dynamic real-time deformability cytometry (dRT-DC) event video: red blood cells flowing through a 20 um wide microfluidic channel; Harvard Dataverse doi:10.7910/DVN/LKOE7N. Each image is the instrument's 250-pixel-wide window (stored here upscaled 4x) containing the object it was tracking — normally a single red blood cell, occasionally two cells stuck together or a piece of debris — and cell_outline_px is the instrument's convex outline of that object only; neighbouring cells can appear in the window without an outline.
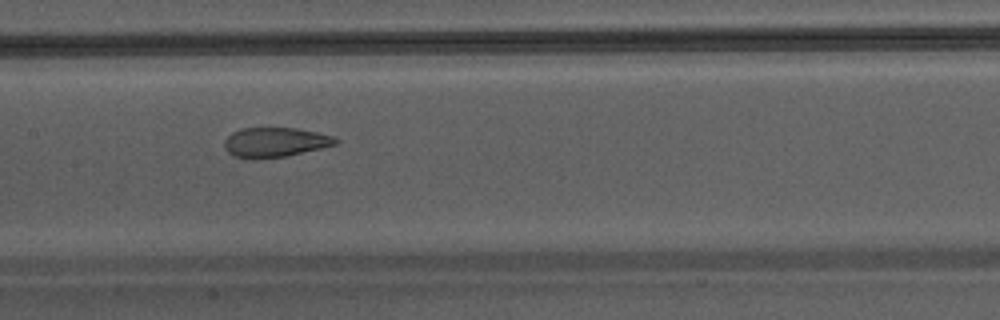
{"species": "Egyptian fruit bat (a non-hibernating species)", "species_latin": "Rousettus aegyptiacus", "temperature_condition": "warm", "stored_images_in_passage": 39, "camera_frame_rate_fps": 3000, "um_per_image_px": 0.085, "animal": {"sex": "male"}, "frame": {"image": 1, "passage_image": 17, "time_ms": 5.333, "image_size_px": [1000, 320], "cell_outline_px": [[340, 140], [336, 144], [320, 148], [284, 156], [256, 160], [232, 156], [224, 148], [224, 140], [232, 132], [240, 128], [296, 128], [336, 136]], "centroid_in_image_um": [23.35, 12.09], "position_along_channel_um": 184.1, "area_um2": 19.36}}